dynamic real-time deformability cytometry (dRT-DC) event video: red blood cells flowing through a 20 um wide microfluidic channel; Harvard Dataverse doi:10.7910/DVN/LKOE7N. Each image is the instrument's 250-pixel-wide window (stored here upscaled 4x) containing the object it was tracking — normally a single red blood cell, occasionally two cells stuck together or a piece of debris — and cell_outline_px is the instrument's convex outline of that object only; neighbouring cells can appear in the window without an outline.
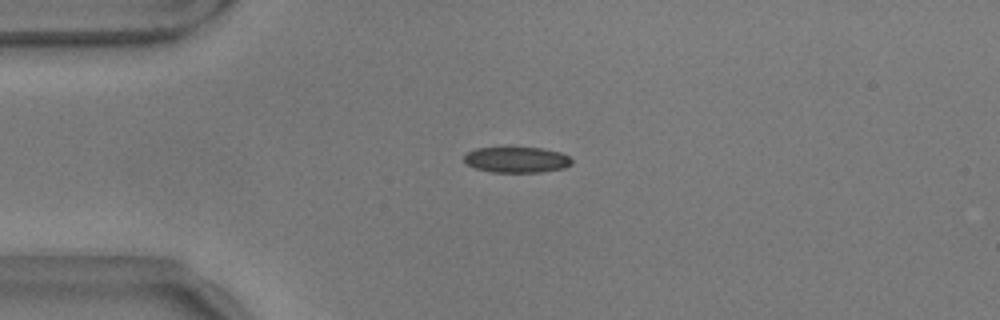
{"species": "common noctule bat (a hibernating species)", "species_latin": "Nyctalus noctula", "temperature_condition": "warm", "stored_images_in_passage": 44, "camera_frame_rate_fps": 3000, "um_per_image_px": 0.085, "animal": {"sex": "male", "body_mass_g": 17.9}, "frame": {"image": 1, "passage_image": 1, "time_ms": 0.0, "image_size_px": [1000, 320], "cell_outline_px": [[572, 164], [564, 168], [540, 172], [492, 172], [476, 168], [468, 164], [464, 160], [464, 156], [468, 152], [476, 148], [544, 148], [560, 152], [568, 156], [572, 160]], "centroid_in_image_um": [43.94, 13.58], "position_along_channel_um": 41.1, "area_um2": 16.01}}
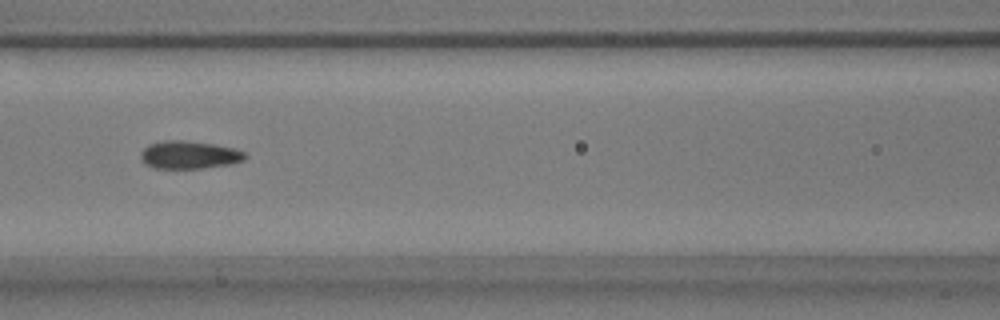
{"frame": {"image": 2, "passage_image": 12, "time_ms": 3.667, "image_size_px": [1000, 320], "cell_outline_px": [[248, 156], [244, 160], [232, 164], [204, 168], [152, 168], [144, 164], [140, 156], [140, 152], [148, 144], [164, 140], [184, 140], [216, 144], [236, 148], [244, 152]], "centroid_in_image_um": [16.09, 13.16], "position_along_channel_um": 150.5, "area_um2": 17.28}}
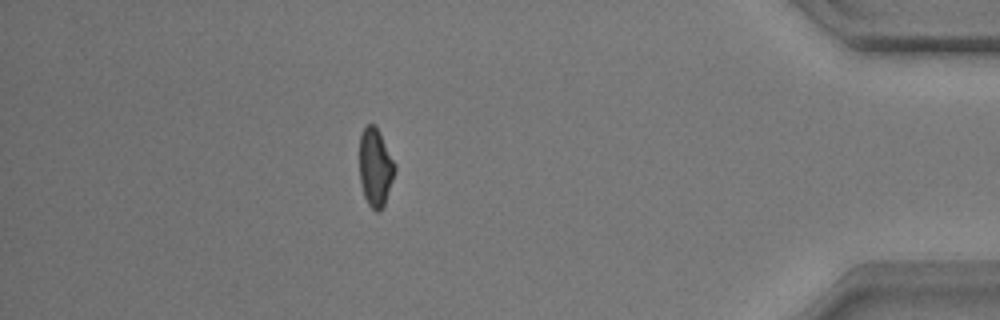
{"frame": {"image": 3, "passage_image": 37, "time_ms": 12.0, "image_size_px": [1000, 320], "cell_outline_px": [[396, 172], [384, 204], [380, 212], [376, 212], [368, 204], [364, 196], [360, 184], [360, 136], [364, 128], [368, 124], [372, 124], [380, 132], [396, 164]], "centroid_in_image_um": [31.92, 14.25], "position_along_channel_um": 403.3, "area_um2": 16.18}, "authors_computed_cell_mechanics": {"area_um2": 16.9354, "velocity_mm_per_s": 3.5859, "shape_relaxation_time_tau1_ms": 6.9735, "shape_relaxation_time_tau2_ms": 2.016, "deformation_change_tau1": 0.1314, "deformation_change_tau2": 0.0764}}